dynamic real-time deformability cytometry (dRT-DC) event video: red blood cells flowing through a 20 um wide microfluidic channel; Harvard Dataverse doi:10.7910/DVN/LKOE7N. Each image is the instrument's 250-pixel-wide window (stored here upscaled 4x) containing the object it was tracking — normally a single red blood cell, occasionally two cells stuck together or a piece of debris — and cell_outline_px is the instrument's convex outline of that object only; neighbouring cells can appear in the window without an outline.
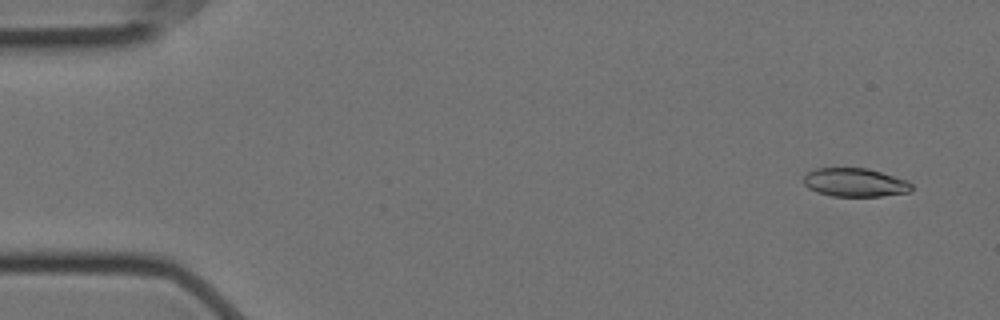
{"species": "Egyptian fruit bat (a non-hibernating species)", "species_latin": "Rousettus aegyptiacus", "temperature_condition": "cold", "stored_images_in_passage": 5, "camera_frame_rate_fps": 3000, "um_per_image_px": 0.085, "animal": {"sex": "female"}, "frame": {"image": 1, "passage_image": 1, "time_ms": 0.0, "image_size_px": [1000, 320], "cell_outline_px": [[912, 192], [880, 196], [832, 196], [816, 192], [808, 188], [804, 184], [804, 176], [808, 172], [816, 168], [868, 168], [908, 180], [912, 184]], "centroid_in_image_um": [72.69, 15.51], "position_along_channel_um": 12.3, "area_um2": 18.09}}
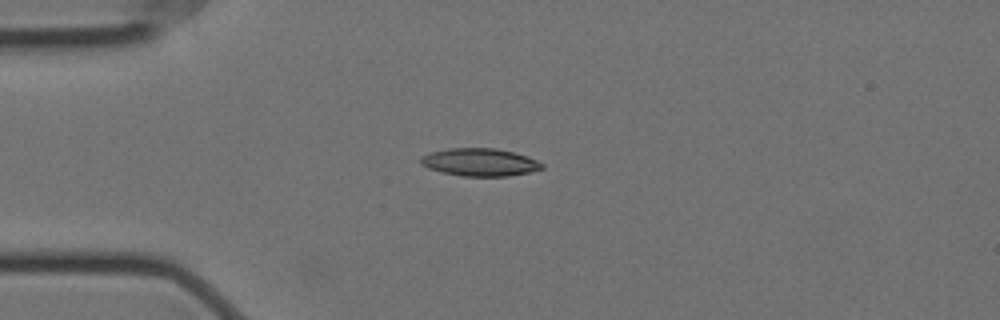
{"frame": {"image": 2, "passage_image": 4, "time_ms": 1.0, "image_size_px": [1000, 320], "cell_outline_px": [[544, 168], [528, 172], [508, 176], [464, 176], [444, 172], [428, 168], [420, 164], [420, 156], [432, 152], [448, 148], [496, 148], [528, 156], [544, 164]], "centroid_in_image_um": [40.78, 13.78], "position_along_channel_um": 44.2, "area_um2": 19.48}}